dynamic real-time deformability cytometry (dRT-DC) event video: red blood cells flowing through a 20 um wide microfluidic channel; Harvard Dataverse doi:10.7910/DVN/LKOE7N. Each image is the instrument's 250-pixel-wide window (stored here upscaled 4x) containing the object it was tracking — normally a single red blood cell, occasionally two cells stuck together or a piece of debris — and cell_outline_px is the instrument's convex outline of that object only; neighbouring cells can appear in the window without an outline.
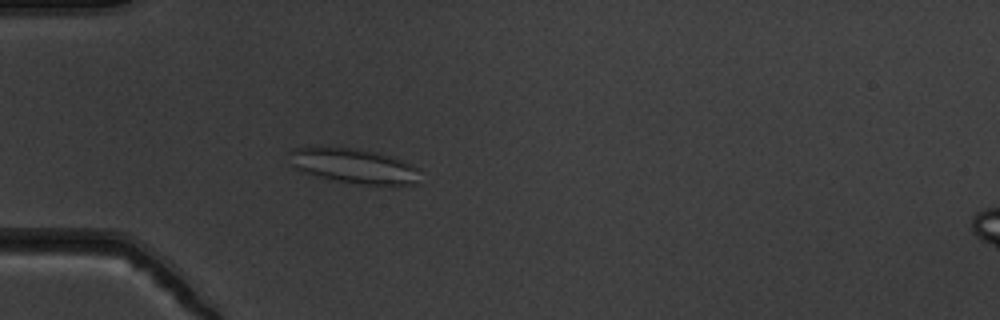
{"species": "common noctule bat (a hibernating species)", "species_latin": "Nyctalus noctula", "temperature_condition": "warm", "stored_images_in_passage": 52, "camera_frame_rate_fps": 3000, "um_per_image_px": 0.085, "animal": {"sex": "male", "body_mass_g": 19.5, "forearm_length_mm": 54.6}, "frame": {"image": 1, "passage_image": 15, "time_ms": 4.667, "image_size_px": [1000, 320], "cell_outline_px": [[420, 168], [416, 184], [360, 184], [336, 180], [304, 172], [296, 168], [292, 164], [288, 152], [292, 148], [356, 148], [376, 152], [400, 160]], "centroid_in_image_um": [30.08, 14.1], "position_along_channel_um": 54.9, "area_um2": 25.78}}
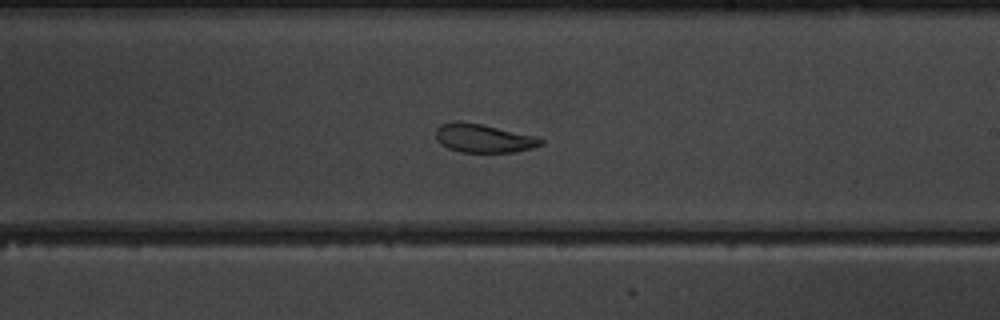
{"frame": {"image": 2, "passage_image": 31, "time_ms": 10.0, "image_size_px": [1000, 320], "cell_outline_px": [[544, 144], [532, 148], [516, 152], [460, 152], [448, 148], [440, 144], [436, 140], [436, 128], [440, 124], [456, 120], [460, 120], [480, 124], [536, 136], [544, 140]], "centroid_in_image_um": [41.07, 11.75], "position_along_channel_um": 247.9, "area_um2": 17.63}}
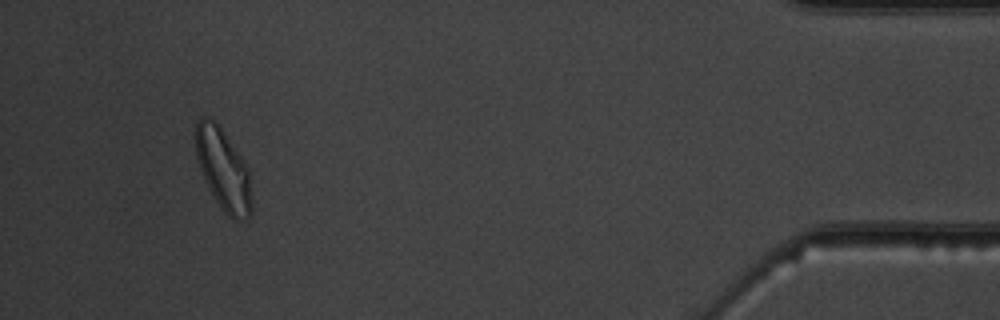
{"frame": {"image": 3, "passage_image": 49, "time_ms": 16.0, "image_size_px": [1000, 320], "cell_outline_px": [[252, 212], [248, 216], [240, 220], [236, 220], [228, 216], [224, 212], [208, 188], [204, 180], [196, 156], [196, 120], [200, 116], [208, 116], [220, 128], [240, 156], [248, 168], [252, 196]], "centroid_in_image_um": [18.97, 14.43], "position_along_channel_um": 416.2, "area_um2": 26.24}, "authors_computed_cell_mechanics": {"area_um2": 22.831, "velocity_mm_per_s": 3.8189, "shape_relaxation_time_tau1_ms": null, "shape_relaxation_time_tau2_ms": 2.399, "deformation_change_tau1": null, "deformation_change_tau2": 0.0926}}